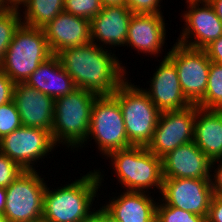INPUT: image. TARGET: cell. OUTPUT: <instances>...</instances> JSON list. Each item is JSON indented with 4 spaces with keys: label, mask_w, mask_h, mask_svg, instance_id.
I'll list each match as a JSON object with an SVG mask.
<instances>
[{
    "label": "cell",
    "mask_w": 222,
    "mask_h": 222,
    "mask_svg": "<svg viewBox=\"0 0 222 222\" xmlns=\"http://www.w3.org/2000/svg\"><path fill=\"white\" fill-rule=\"evenodd\" d=\"M114 53V54H113ZM89 42L56 54L77 88L98 96L112 95L128 78L126 67L115 52Z\"/></svg>",
    "instance_id": "cell-1"
},
{
    "label": "cell",
    "mask_w": 222,
    "mask_h": 222,
    "mask_svg": "<svg viewBox=\"0 0 222 222\" xmlns=\"http://www.w3.org/2000/svg\"><path fill=\"white\" fill-rule=\"evenodd\" d=\"M103 177L94 169L56 189L46 186L42 217L51 222H84L93 213L92 204L103 186Z\"/></svg>",
    "instance_id": "cell-2"
},
{
    "label": "cell",
    "mask_w": 222,
    "mask_h": 222,
    "mask_svg": "<svg viewBox=\"0 0 222 222\" xmlns=\"http://www.w3.org/2000/svg\"><path fill=\"white\" fill-rule=\"evenodd\" d=\"M97 97L98 95L90 91L76 88L73 92L55 99L51 130L55 145H65L72 150L85 146L92 105Z\"/></svg>",
    "instance_id": "cell-3"
},
{
    "label": "cell",
    "mask_w": 222,
    "mask_h": 222,
    "mask_svg": "<svg viewBox=\"0 0 222 222\" xmlns=\"http://www.w3.org/2000/svg\"><path fill=\"white\" fill-rule=\"evenodd\" d=\"M111 161L118 182L126 191L151 193L161 192L163 184L162 158L145 146H130L111 152L106 159ZM111 158V159H110Z\"/></svg>",
    "instance_id": "cell-4"
},
{
    "label": "cell",
    "mask_w": 222,
    "mask_h": 222,
    "mask_svg": "<svg viewBox=\"0 0 222 222\" xmlns=\"http://www.w3.org/2000/svg\"><path fill=\"white\" fill-rule=\"evenodd\" d=\"M52 55L43 29L21 24L5 52L0 70L15 84L25 83Z\"/></svg>",
    "instance_id": "cell-5"
},
{
    "label": "cell",
    "mask_w": 222,
    "mask_h": 222,
    "mask_svg": "<svg viewBox=\"0 0 222 222\" xmlns=\"http://www.w3.org/2000/svg\"><path fill=\"white\" fill-rule=\"evenodd\" d=\"M119 102L126 135L133 146H145L151 142L160 111L139 85L126 79L112 94Z\"/></svg>",
    "instance_id": "cell-6"
},
{
    "label": "cell",
    "mask_w": 222,
    "mask_h": 222,
    "mask_svg": "<svg viewBox=\"0 0 222 222\" xmlns=\"http://www.w3.org/2000/svg\"><path fill=\"white\" fill-rule=\"evenodd\" d=\"M92 139L104 158L113 151L132 146L126 135L119 102L112 95L98 96L92 105L89 134L85 142Z\"/></svg>",
    "instance_id": "cell-7"
},
{
    "label": "cell",
    "mask_w": 222,
    "mask_h": 222,
    "mask_svg": "<svg viewBox=\"0 0 222 222\" xmlns=\"http://www.w3.org/2000/svg\"><path fill=\"white\" fill-rule=\"evenodd\" d=\"M38 170H25L6 188L3 216L9 222H33L43 216L47 183Z\"/></svg>",
    "instance_id": "cell-8"
},
{
    "label": "cell",
    "mask_w": 222,
    "mask_h": 222,
    "mask_svg": "<svg viewBox=\"0 0 222 222\" xmlns=\"http://www.w3.org/2000/svg\"><path fill=\"white\" fill-rule=\"evenodd\" d=\"M55 147L50 131L23 125L0 139V152L24 170H36L33 165L48 158Z\"/></svg>",
    "instance_id": "cell-9"
},
{
    "label": "cell",
    "mask_w": 222,
    "mask_h": 222,
    "mask_svg": "<svg viewBox=\"0 0 222 222\" xmlns=\"http://www.w3.org/2000/svg\"><path fill=\"white\" fill-rule=\"evenodd\" d=\"M167 56L176 67L185 97L192 104H197L204 97L208 83L211 61L207 52L175 42L174 46L168 49Z\"/></svg>",
    "instance_id": "cell-10"
},
{
    "label": "cell",
    "mask_w": 222,
    "mask_h": 222,
    "mask_svg": "<svg viewBox=\"0 0 222 222\" xmlns=\"http://www.w3.org/2000/svg\"><path fill=\"white\" fill-rule=\"evenodd\" d=\"M184 27L176 42L193 49H205L222 36V21L208 0H186ZM201 4V5H200Z\"/></svg>",
    "instance_id": "cell-11"
},
{
    "label": "cell",
    "mask_w": 222,
    "mask_h": 222,
    "mask_svg": "<svg viewBox=\"0 0 222 222\" xmlns=\"http://www.w3.org/2000/svg\"><path fill=\"white\" fill-rule=\"evenodd\" d=\"M196 104L182 110L161 112L147 149L162 158L180 145L194 140Z\"/></svg>",
    "instance_id": "cell-12"
},
{
    "label": "cell",
    "mask_w": 222,
    "mask_h": 222,
    "mask_svg": "<svg viewBox=\"0 0 222 222\" xmlns=\"http://www.w3.org/2000/svg\"><path fill=\"white\" fill-rule=\"evenodd\" d=\"M163 203L202 216L205 220L213 197L211 180L163 178Z\"/></svg>",
    "instance_id": "cell-13"
},
{
    "label": "cell",
    "mask_w": 222,
    "mask_h": 222,
    "mask_svg": "<svg viewBox=\"0 0 222 222\" xmlns=\"http://www.w3.org/2000/svg\"><path fill=\"white\" fill-rule=\"evenodd\" d=\"M159 67L150 77V88L143 89L155 104L160 112L182 110L192 103L185 97L176 67L173 61L167 56H163Z\"/></svg>",
    "instance_id": "cell-14"
},
{
    "label": "cell",
    "mask_w": 222,
    "mask_h": 222,
    "mask_svg": "<svg viewBox=\"0 0 222 222\" xmlns=\"http://www.w3.org/2000/svg\"><path fill=\"white\" fill-rule=\"evenodd\" d=\"M166 31L163 14L133 13L128 26L125 47L131 46L138 53L149 56H161L167 39Z\"/></svg>",
    "instance_id": "cell-15"
},
{
    "label": "cell",
    "mask_w": 222,
    "mask_h": 222,
    "mask_svg": "<svg viewBox=\"0 0 222 222\" xmlns=\"http://www.w3.org/2000/svg\"><path fill=\"white\" fill-rule=\"evenodd\" d=\"M211 162L196 143L191 141L162 157L163 178L211 180Z\"/></svg>",
    "instance_id": "cell-16"
},
{
    "label": "cell",
    "mask_w": 222,
    "mask_h": 222,
    "mask_svg": "<svg viewBox=\"0 0 222 222\" xmlns=\"http://www.w3.org/2000/svg\"><path fill=\"white\" fill-rule=\"evenodd\" d=\"M132 15L133 12L125 5L103 6L90 20L91 42L101 47H110V50L112 47L114 50L115 46L125 47Z\"/></svg>",
    "instance_id": "cell-17"
},
{
    "label": "cell",
    "mask_w": 222,
    "mask_h": 222,
    "mask_svg": "<svg viewBox=\"0 0 222 222\" xmlns=\"http://www.w3.org/2000/svg\"><path fill=\"white\" fill-rule=\"evenodd\" d=\"M13 101L18 109L23 126L52 130L54 99L28 86L16 83Z\"/></svg>",
    "instance_id": "cell-18"
},
{
    "label": "cell",
    "mask_w": 222,
    "mask_h": 222,
    "mask_svg": "<svg viewBox=\"0 0 222 222\" xmlns=\"http://www.w3.org/2000/svg\"><path fill=\"white\" fill-rule=\"evenodd\" d=\"M53 55L91 42L90 21L62 11L42 27Z\"/></svg>",
    "instance_id": "cell-19"
},
{
    "label": "cell",
    "mask_w": 222,
    "mask_h": 222,
    "mask_svg": "<svg viewBox=\"0 0 222 222\" xmlns=\"http://www.w3.org/2000/svg\"><path fill=\"white\" fill-rule=\"evenodd\" d=\"M121 193L102 205L118 222H156L157 201L151 193L126 190Z\"/></svg>",
    "instance_id": "cell-20"
},
{
    "label": "cell",
    "mask_w": 222,
    "mask_h": 222,
    "mask_svg": "<svg viewBox=\"0 0 222 222\" xmlns=\"http://www.w3.org/2000/svg\"><path fill=\"white\" fill-rule=\"evenodd\" d=\"M25 83L54 100L77 88L56 55L41 63Z\"/></svg>",
    "instance_id": "cell-21"
},
{
    "label": "cell",
    "mask_w": 222,
    "mask_h": 222,
    "mask_svg": "<svg viewBox=\"0 0 222 222\" xmlns=\"http://www.w3.org/2000/svg\"><path fill=\"white\" fill-rule=\"evenodd\" d=\"M193 141L211 161L222 158V110L196 105Z\"/></svg>",
    "instance_id": "cell-22"
},
{
    "label": "cell",
    "mask_w": 222,
    "mask_h": 222,
    "mask_svg": "<svg viewBox=\"0 0 222 222\" xmlns=\"http://www.w3.org/2000/svg\"><path fill=\"white\" fill-rule=\"evenodd\" d=\"M21 6L22 24L42 28L64 11V0H25Z\"/></svg>",
    "instance_id": "cell-23"
},
{
    "label": "cell",
    "mask_w": 222,
    "mask_h": 222,
    "mask_svg": "<svg viewBox=\"0 0 222 222\" xmlns=\"http://www.w3.org/2000/svg\"><path fill=\"white\" fill-rule=\"evenodd\" d=\"M199 108L222 110V65L210 63L208 83L204 97L196 104Z\"/></svg>",
    "instance_id": "cell-24"
},
{
    "label": "cell",
    "mask_w": 222,
    "mask_h": 222,
    "mask_svg": "<svg viewBox=\"0 0 222 222\" xmlns=\"http://www.w3.org/2000/svg\"><path fill=\"white\" fill-rule=\"evenodd\" d=\"M21 8L0 7V64L10 45L15 31L22 24Z\"/></svg>",
    "instance_id": "cell-25"
},
{
    "label": "cell",
    "mask_w": 222,
    "mask_h": 222,
    "mask_svg": "<svg viewBox=\"0 0 222 222\" xmlns=\"http://www.w3.org/2000/svg\"><path fill=\"white\" fill-rule=\"evenodd\" d=\"M156 222H206V220L200 215L169 206L158 200Z\"/></svg>",
    "instance_id": "cell-26"
},
{
    "label": "cell",
    "mask_w": 222,
    "mask_h": 222,
    "mask_svg": "<svg viewBox=\"0 0 222 222\" xmlns=\"http://www.w3.org/2000/svg\"><path fill=\"white\" fill-rule=\"evenodd\" d=\"M100 0H64V11L77 17L91 20L101 10Z\"/></svg>",
    "instance_id": "cell-27"
},
{
    "label": "cell",
    "mask_w": 222,
    "mask_h": 222,
    "mask_svg": "<svg viewBox=\"0 0 222 222\" xmlns=\"http://www.w3.org/2000/svg\"><path fill=\"white\" fill-rule=\"evenodd\" d=\"M22 126L14 101L0 105V139Z\"/></svg>",
    "instance_id": "cell-28"
},
{
    "label": "cell",
    "mask_w": 222,
    "mask_h": 222,
    "mask_svg": "<svg viewBox=\"0 0 222 222\" xmlns=\"http://www.w3.org/2000/svg\"><path fill=\"white\" fill-rule=\"evenodd\" d=\"M25 170L0 152V187L7 188Z\"/></svg>",
    "instance_id": "cell-29"
},
{
    "label": "cell",
    "mask_w": 222,
    "mask_h": 222,
    "mask_svg": "<svg viewBox=\"0 0 222 222\" xmlns=\"http://www.w3.org/2000/svg\"><path fill=\"white\" fill-rule=\"evenodd\" d=\"M162 0H125V6L133 13L163 14ZM161 6V7H160Z\"/></svg>",
    "instance_id": "cell-30"
},
{
    "label": "cell",
    "mask_w": 222,
    "mask_h": 222,
    "mask_svg": "<svg viewBox=\"0 0 222 222\" xmlns=\"http://www.w3.org/2000/svg\"><path fill=\"white\" fill-rule=\"evenodd\" d=\"M15 83L0 70V105L13 100Z\"/></svg>",
    "instance_id": "cell-31"
},
{
    "label": "cell",
    "mask_w": 222,
    "mask_h": 222,
    "mask_svg": "<svg viewBox=\"0 0 222 222\" xmlns=\"http://www.w3.org/2000/svg\"><path fill=\"white\" fill-rule=\"evenodd\" d=\"M216 163L217 165H215ZM211 168H213L211 169L213 170L211 171V184L213 194L222 198V158L212 161Z\"/></svg>",
    "instance_id": "cell-32"
},
{
    "label": "cell",
    "mask_w": 222,
    "mask_h": 222,
    "mask_svg": "<svg viewBox=\"0 0 222 222\" xmlns=\"http://www.w3.org/2000/svg\"><path fill=\"white\" fill-rule=\"evenodd\" d=\"M206 222H222V198L213 195Z\"/></svg>",
    "instance_id": "cell-33"
},
{
    "label": "cell",
    "mask_w": 222,
    "mask_h": 222,
    "mask_svg": "<svg viewBox=\"0 0 222 222\" xmlns=\"http://www.w3.org/2000/svg\"><path fill=\"white\" fill-rule=\"evenodd\" d=\"M204 50L211 62L222 65V36L209 44Z\"/></svg>",
    "instance_id": "cell-34"
},
{
    "label": "cell",
    "mask_w": 222,
    "mask_h": 222,
    "mask_svg": "<svg viewBox=\"0 0 222 222\" xmlns=\"http://www.w3.org/2000/svg\"><path fill=\"white\" fill-rule=\"evenodd\" d=\"M84 222H102V205L98 210L94 207L93 213Z\"/></svg>",
    "instance_id": "cell-35"
},
{
    "label": "cell",
    "mask_w": 222,
    "mask_h": 222,
    "mask_svg": "<svg viewBox=\"0 0 222 222\" xmlns=\"http://www.w3.org/2000/svg\"><path fill=\"white\" fill-rule=\"evenodd\" d=\"M208 1L213 6L218 18L222 21V0H208Z\"/></svg>",
    "instance_id": "cell-36"
},
{
    "label": "cell",
    "mask_w": 222,
    "mask_h": 222,
    "mask_svg": "<svg viewBox=\"0 0 222 222\" xmlns=\"http://www.w3.org/2000/svg\"><path fill=\"white\" fill-rule=\"evenodd\" d=\"M6 188L0 187V214H4L6 204Z\"/></svg>",
    "instance_id": "cell-37"
},
{
    "label": "cell",
    "mask_w": 222,
    "mask_h": 222,
    "mask_svg": "<svg viewBox=\"0 0 222 222\" xmlns=\"http://www.w3.org/2000/svg\"><path fill=\"white\" fill-rule=\"evenodd\" d=\"M102 222H118V221L102 206Z\"/></svg>",
    "instance_id": "cell-38"
},
{
    "label": "cell",
    "mask_w": 222,
    "mask_h": 222,
    "mask_svg": "<svg viewBox=\"0 0 222 222\" xmlns=\"http://www.w3.org/2000/svg\"><path fill=\"white\" fill-rule=\"evenodd\" d=\"M103 6L125 5V0H100Z\"/></svg>",
    "instance_id": "cell-39"
},
{
    "label": "cell",
    "mask_w": 222,
    "mask_h": 222,
    "mask_svg": "<svg viewBox=\"0 0 222 222\" xmlns=\"http://www.w3.org/2000/svg\"><path fill=\"white\" fill-rule=\"evenodd\" d=\"M0 7H14V0H0Z\"/></svg>",
    "instance_id": "cell-40"
},
{
    "label": "cell",
    "mask_w": 222,
    "mask_h": 222,
    "mask_svg": "<svg viewBox=\"0 0 222 222\" xmlns=\"http://www.w3.org/2000/svg\"><path fill=\"white\" fill-rule=\"evenodd\" d=\"M25 2V0H14V7H19L20 5Z\"/></svg>",
    "instance_id": "cell-41"
},
{
    "label": "cell",
    "mask_w": 222,
    "mask_h": 222,
    "mask_svg": "<svg viewBox=\"0 0 222 222\" xmlns=\"http://www.w3.org/2000/svg\"><path fill=\"white\" fill-rule=\"evenodd\" d=\"M33 222H51V221H48L42 217L40 219L34 220Z\"/></svg>",
    "instance_id": "cell-42"
},
{
    "label": "cell",
    "mask_w": 222,
    "mask_h": 222,
    "mask_svg": "<svg viewBox=\"0 0 222 222\" xmlns=\"http://www.w3.org/2000/svg\"><path fill=\"white\" fill-rule=\"evenodd\" d=\"M0 222H9L3 215L0 214Z\"/></svg>",
    "instance_id": "cell-43"
}]
</instances>
